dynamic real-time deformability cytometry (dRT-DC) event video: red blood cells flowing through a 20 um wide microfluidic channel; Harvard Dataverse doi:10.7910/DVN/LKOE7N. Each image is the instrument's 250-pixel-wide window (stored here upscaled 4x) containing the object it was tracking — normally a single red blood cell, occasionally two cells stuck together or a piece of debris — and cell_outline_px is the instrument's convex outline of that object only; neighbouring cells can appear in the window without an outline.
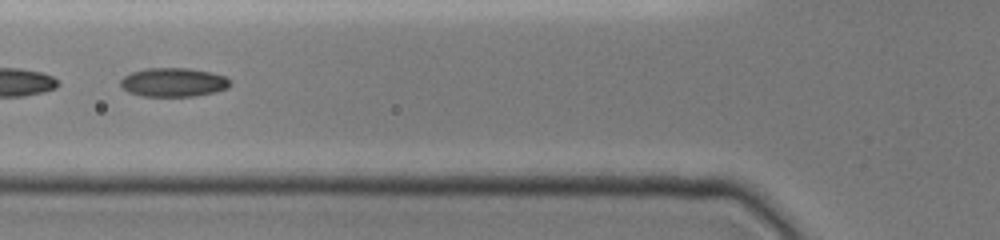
{"species": "common noctule bat (a hibernating species)", "species_latin": "Nyctalus noctula", "temperature_condition": "cold", "stored_images_in_passage": 14, "camera_frame_rate_fps": 3000, "um_per_image_px": 0.085, "animal": {"sex": "female", "body_mass_g": 19.0, "forearm_length_mm": 51.5}, "frame": {"image": 1, "passage_image": 13, "time_ms": 5.667, "image_size_px": [1000, 240], "cell_outline_px": [[232, 84], [228, 88], [196, 96], [140, 96], [128, 92], [120, 84], [120, 80], [124, 76], [132, 72], [148, 68], [188, 68], [212, 72], [224, 76], [232, 80]], "centroid_in_image_um": [14.76, 6.99], "position_along_channel_um": 111.0, "area_um2": 18.5}}